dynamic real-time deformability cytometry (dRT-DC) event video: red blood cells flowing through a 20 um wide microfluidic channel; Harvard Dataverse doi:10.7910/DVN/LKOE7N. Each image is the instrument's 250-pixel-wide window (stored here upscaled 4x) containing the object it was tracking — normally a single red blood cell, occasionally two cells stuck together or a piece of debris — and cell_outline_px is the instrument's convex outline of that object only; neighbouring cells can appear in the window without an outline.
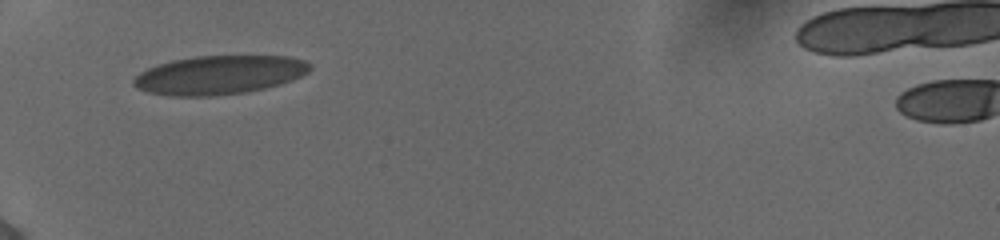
{"species": "human", "species_latin": "Homo sapiens", "temperature_condition": "cold", "stored_images_in_passage": 31, "camera_frame_rate_fps": 3000, "um_per_image_px": 0.085, "donor": {"sex": "female"}, "frame": {"image": 1, "passage_image": 1, "time_ms": 0.0, "image_size_px": [1000, 240], "cell_outline_px": [[312, 68], [308, 72], [292, 80], [280, 84], [248, 92], [212, 96], [172, 96], [148, 92], [136, 88], [132, 84], [132, 80], [140, 72], [156, 64], [172, 60], [196, 56], [288, 56], [304, 60]], "centroid_in_image_um": [18.61, 6.37], "position_along_channel_um": 66.4, "area_um2": 39.94}}
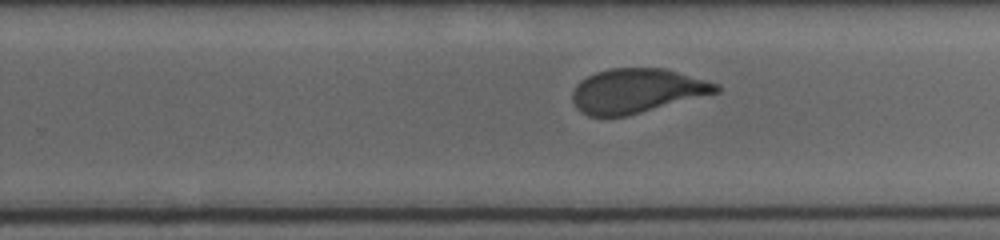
{"frame": {"image": 2, "passage_image": 18, "time_ms": 5.667, "image_size_px": [1000, 240], "cell_outline_px": [[720, 92], [624, 116], [588, 116], [580, 112], [576, 108], [572, 100], [572, 92], [576, 84], [580, 80], [596, 72], [608, 68], [664, 68], [720, 84]], "centroid_in_image_um": [54.1, 7.71], "position_along_channel_um": 275.7, "area_um2": 37.05}}
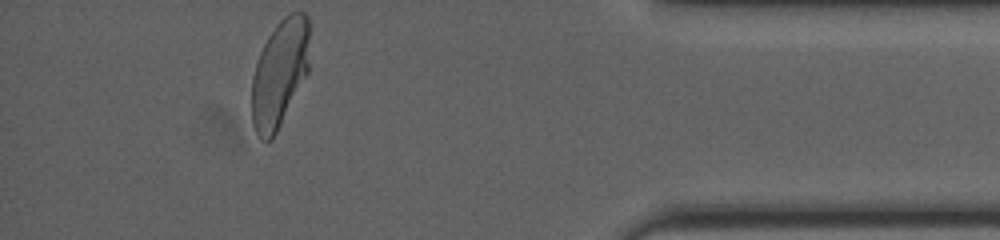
{"frame": {"image": 3, "passage_image": 31, "time_ms": 10.0, "image_size_px": [1000, 240], "cell_outline_px": [[308, 72], [272, 140], [260, 140], [252, 124], [252, 76], [260, 52], [268, 36], [276, 24], [288, 12], [304, 12], [308, 16]], "centroid_in_image_um": [23.75, 6.22], "position_along_channel_um": 411.4, "area_um2": 36.01}}